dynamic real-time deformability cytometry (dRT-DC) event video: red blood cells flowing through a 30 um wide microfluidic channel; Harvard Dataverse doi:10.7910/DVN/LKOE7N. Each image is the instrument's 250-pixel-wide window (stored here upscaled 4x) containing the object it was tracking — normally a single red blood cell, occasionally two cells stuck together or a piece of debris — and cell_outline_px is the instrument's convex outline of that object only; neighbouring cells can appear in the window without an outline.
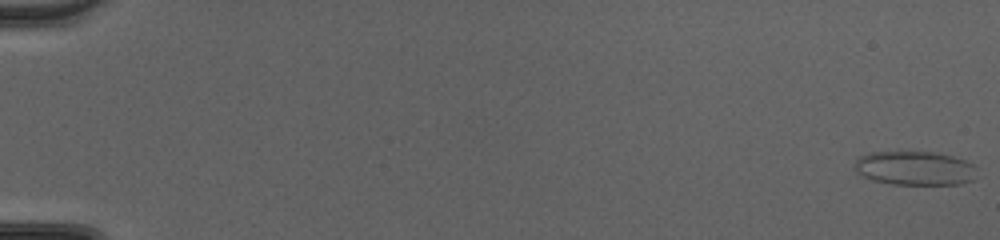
{"species": "common noctule bat (a hibernating species)", "species_latin": "Nyctalus noctula", "temperature_condition": "cold", "stored_images_in_passage": 51, "camera_frame_rate_fps": 3000, "um_per_image_px": 0.085, "animal": {"sex": "female", "body_mass_g": 20.0, "forearm_length_mm": 54.0}, "frame": {"image": 1, "passage_image": 1, "time_ms": 0.0, "image_size_px": [1000, 240], "cell_outline_px": [[976, 168], [972, 180], [960, 184], [892, 184], [872, 180], [856, 172], [856, 160], [860, 156], [872, 152], [932, 152], [952, 156], [964, 160], [972, 164]], "centroid_in_image_um": [77.75, 14.3], "position_along_channel_um": 7.3, "area_um2": 23.93}}
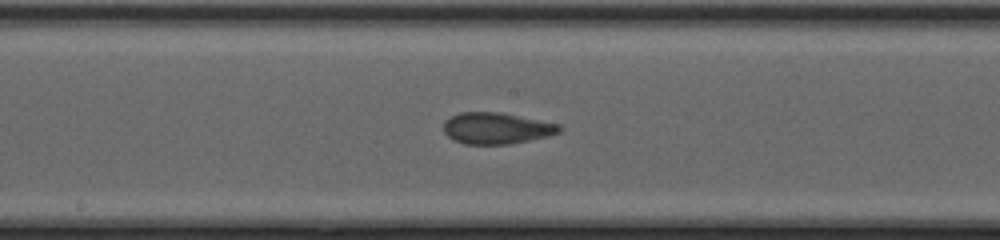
{"frame": {"image": 2, "passage_image": 29, "time_ms": 9.333, "image_size_px": [1000, 240], "cell_outline_px": [[564, 128], [560, 132], [548, 136], [508, 144], [464, 144], [452, 140], [444, 132], [444, 120], [460, 112], [500, 112], [560, 124]], "centroid_in_image_um": [42.2, 10.9], "position_along_channel_um": 206.0, "area_um2": 21.21}}
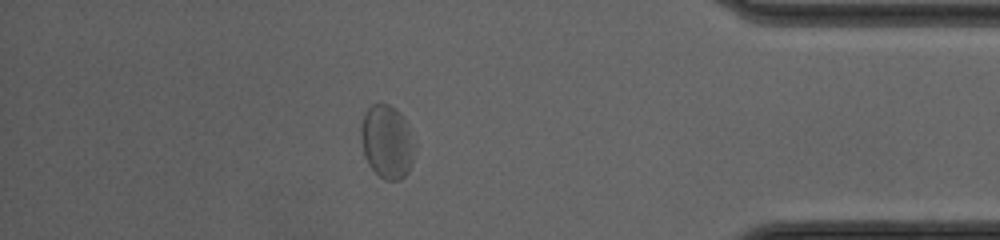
{"frame": {"image": 3, "passage_image": 45, "time_ms": 14.667, "image_size_px": [1000, 240], "cell_outline_px": [[412, 164], [408, 172], [400, 180], [384, 180], [368, 164], [364, 156], [360, 136], [360, 128], [364, 112], [372, 104], [388, 104], [396, 108], [404, 116], [412, 144]], "centroid_in_image_um": [32.84, 12.04], "position_along_channel_um": 402.4, "area_um2": 22.72}, "authors_computed_cell_mechanics": {"area_um2": 21.2126, "velocity_mm_per_s": 4.238, "shape_relaxation_time_tau1_ms": 4.2456, "shape_relaxation_time_tau2_ms": 0.9809, "deformation_change_tau1": 0.0856, "deformation_change_tau2": 0.0509}}